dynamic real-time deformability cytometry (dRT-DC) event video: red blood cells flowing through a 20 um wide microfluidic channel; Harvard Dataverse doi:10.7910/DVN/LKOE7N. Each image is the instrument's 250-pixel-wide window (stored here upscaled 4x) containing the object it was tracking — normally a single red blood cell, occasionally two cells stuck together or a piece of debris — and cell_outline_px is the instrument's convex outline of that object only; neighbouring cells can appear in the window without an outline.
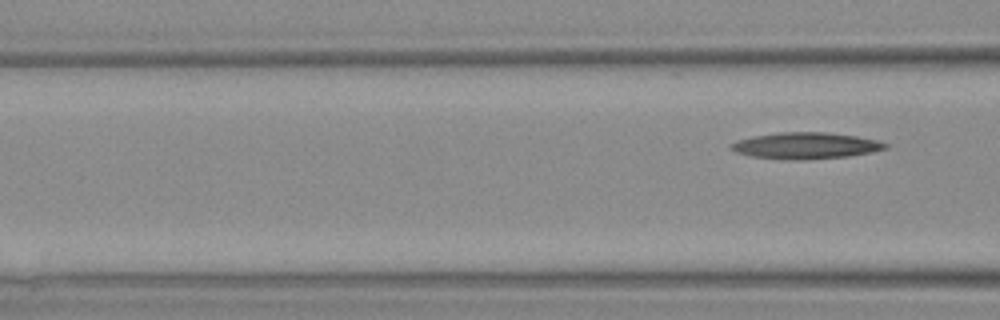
{"species": "Egyptian fruit bat (a non-hibernating species)", "species_latin": "Rousettus aegyptiacus", "temperature_condition": "warm", "stored_images_in_passage": 3, "camera_frame_rate_fps": 3000, "um_per_image_px": 0.085, "animal": {"sex": "female"}, "frame": {"image": 1, "passage_image": 3, "time_ms": 2.667, "image_size_px": [1000, 320], "cell_outline_px": [[888, 148], [848, 156], [800, 160], [788, 160], [752, 156], [736, 152], [728, 148], [728, 144], [736, 140], [752, 136], [780, 132], [824, 132], [856, 136], [876, 140], [888, 144]], "centroid_in_image_um": [68.41, 12.38], "position_along_channel_um": 98.2, "area_um2": 23.7}}